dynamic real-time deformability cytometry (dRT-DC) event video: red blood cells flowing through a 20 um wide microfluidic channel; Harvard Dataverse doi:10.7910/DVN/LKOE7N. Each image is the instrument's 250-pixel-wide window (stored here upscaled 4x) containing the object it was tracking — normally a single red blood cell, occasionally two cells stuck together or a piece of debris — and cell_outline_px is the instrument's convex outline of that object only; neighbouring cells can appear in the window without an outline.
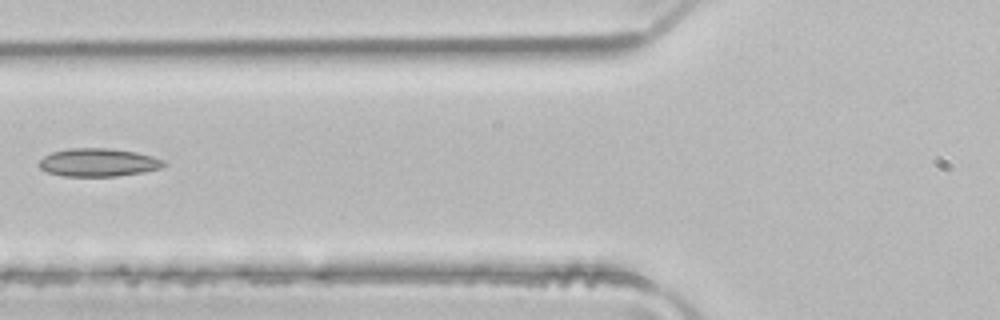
{"species": "common noctule bat (a hibernating species)", "species_latin": "Nyctalus noctula", "temperature_condition": "room temperature", "stored_images_in_passage": 3, "camera_frame_rate_fps": 3000, "um_per_image_px": 0.085, "animal": {"sex": "male", "body_mass_g": 21.5, "forearm_length_mm": 52.0}, "frame": {"image": 1, "passage_image": 3, "time_ms": 0.667, "image_size_px": [1000, 320], "cell_outline_px": [[168, 164], [160, 168], [144, 172], [116, 176], [64, 176], [48, 172], [40, 168], [36, 164], [44, 156], [52, 152], [68, 148], [108, 148], [136, 152], [152, 156], [164, 160]], "centroid_in_image_um": [8.35, 13.8], "position_along_channel_um": 117.4, "area_um2": 20.52}}